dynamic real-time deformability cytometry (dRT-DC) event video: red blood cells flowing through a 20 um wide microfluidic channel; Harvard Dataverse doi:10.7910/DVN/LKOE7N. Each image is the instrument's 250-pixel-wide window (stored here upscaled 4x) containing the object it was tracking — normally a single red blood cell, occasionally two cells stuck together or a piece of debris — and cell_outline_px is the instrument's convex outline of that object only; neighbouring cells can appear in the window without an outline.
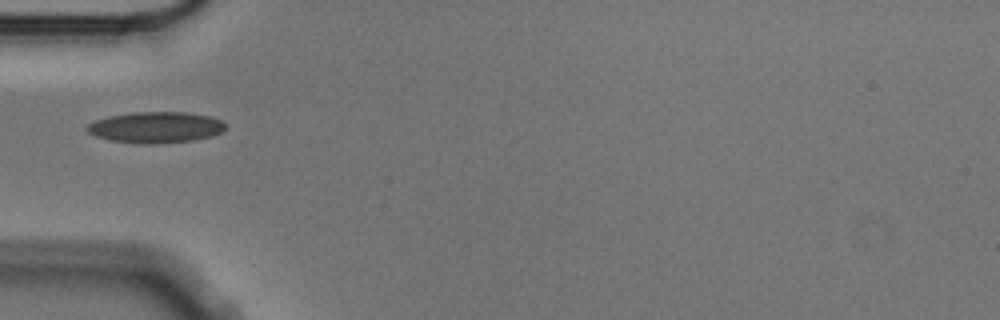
{"species": "Egyptian fruit bat (a non-hibernating species)", "species_latin": "Rousettus aegyptiacus", "temperature_condition": "cold", "stored_images_in_passage": 1, "camera_frame_rate_fps": 3000, "um_per_image_px": 0.085, "animal": {"sex": "male"}, "frame": {"image": 1, "passage_image": 1, "time_ms": 0.0, "image_size_px": [1000, 320], "cell_outline_px": [[228, 124], [224, 132], [212, 136], [192, 140], [160, 144], [140, 144], [112, 140], [96, 136], [88, 132], [84, 128], [88, 124], [96, 120], [108, 116], [132, 112], [184, 112], [208, 116], [220, 120]], "centroid_in_image_um": [13.26, 10.83], "position_along_channel_um": 71.7, "area_um2": 25.26}}